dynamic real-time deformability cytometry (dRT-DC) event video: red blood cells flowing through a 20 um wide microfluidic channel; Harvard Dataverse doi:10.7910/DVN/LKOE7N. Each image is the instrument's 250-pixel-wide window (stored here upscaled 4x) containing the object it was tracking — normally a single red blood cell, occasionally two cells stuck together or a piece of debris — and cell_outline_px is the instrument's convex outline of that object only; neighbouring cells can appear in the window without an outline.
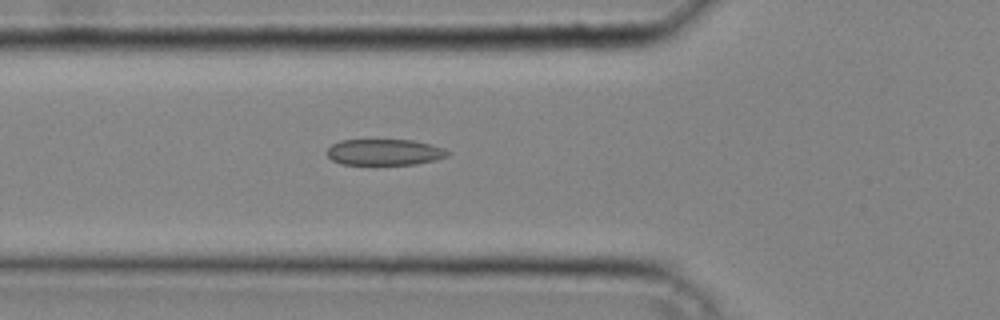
{"species": "common noctule bat (a hibernating species)", "species_latin": "Nyctalus noctula", "temperature_condition": "cold", "stored_images_in_passage": 33, "camera_frame_rate_fps": 3000, "um_per_image_px": 0.085, "animal": {"sex": "male", "body_mass_g": 20.4}, "frame": {"image": 1, "passage_image": 8, "time_ms": 2.333, "image_size_px": [1000, 320], "cell_outline_px": [[452, 152], [448, 156], [436, 160], [416, 164], [340, 164], [332, 160], [324, 152], [332, 144], [340, 140], [412, 140], [444, 148]], "centroid_in_image_um": [32.67, 12.93], "position_along_channel_um": 93.1, "area_um2": 18.44}}
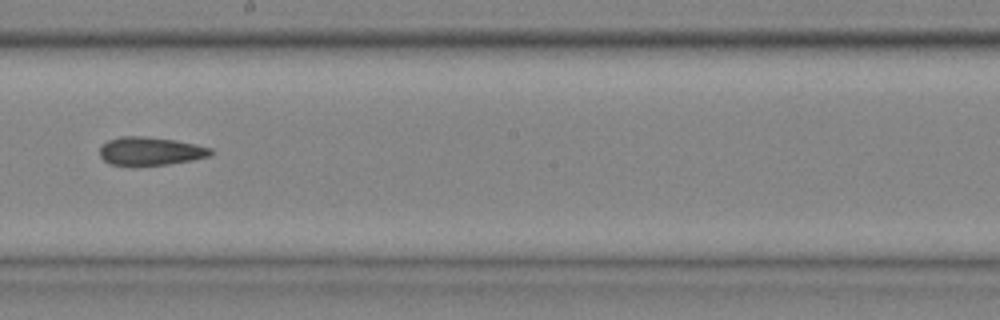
{"frame": {"image": 2, "passage_image": 17, "time_ms": 5.333, "image_size_px": [1000, 320], "cell_outline_px": [[216, 152], [212, 156], [168, 164], [112, 164], [104, 160], [100, 156], [100, 148], [108, 140], [120, 136], [144, 136], [176, 140], [196, 144], [212, 148]], "centroid_in_image_um": [12.85, 12.82], "position_along_channel_um": 235.3, "area_um2": 18.09}}
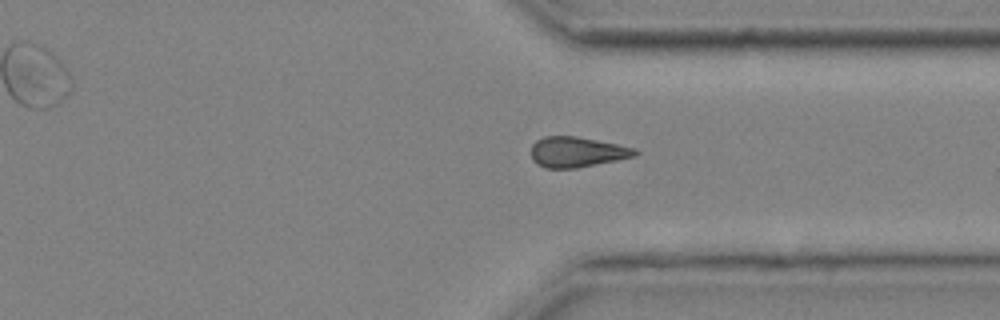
{"frame": {"image": 3, "passage_image": 25, "time_ms": 8.0, "image_size_px": [1000, 320], "cell_outline_px": [[640, 152], [636, 156], [576, 168], [548, 168], [536, 164], [532, 160], [532, 144], [536, 140], [544, 136], [576, 136], [636, 148]], "centroid_in_image_um": [49.04, 12.92], "position_along_channel_um": 362.4, "area_um2": 18.32}}